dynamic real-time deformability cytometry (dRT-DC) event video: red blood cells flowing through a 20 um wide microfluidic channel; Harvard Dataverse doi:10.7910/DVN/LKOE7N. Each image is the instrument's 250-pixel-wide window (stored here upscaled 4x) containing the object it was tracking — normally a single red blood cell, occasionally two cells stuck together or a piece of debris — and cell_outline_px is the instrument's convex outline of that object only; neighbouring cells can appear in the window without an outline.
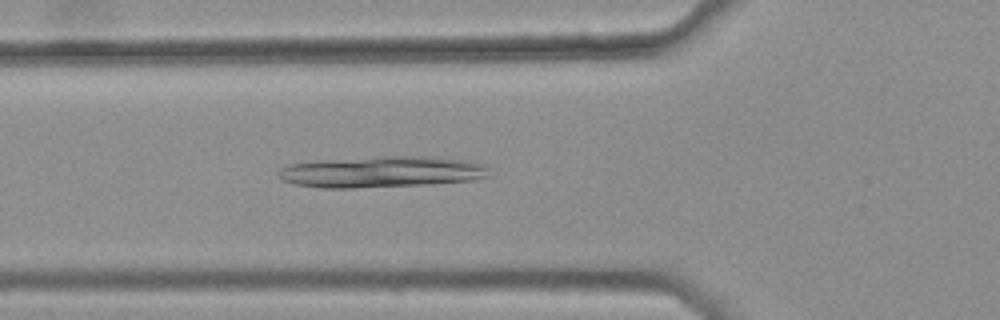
{"species": "common noctule bat (a hibernating species)", "species_latin": "Nyctalus noctula", "temperature_condition": "warm", "stored_images_in_passage": 35, "camera_frame_rate_fps": 3000, "um_per_image_px": 0.085, "animal": {"sex": "female", "body_mass_g": 25.1}, "frame": {"image": 1, "passage_image": 12, "time_ms": 3.667, "image_size_px": [1000, 320], "cell_outline_px": [[488, 176], [476, 180], [432, 184], [352, 188], [320, 188], [296, 184], [284, 180], [276, 176], [276, 172], [280, 168], [288, 164], [320, 160], [380, 156], [424, 156], [460, 160], [476, 164], [488, 168]], "centroid_in_image_um": [32.34, 14.61], "position_along_channel_um": 93.5, "area_um2": 38.32}}
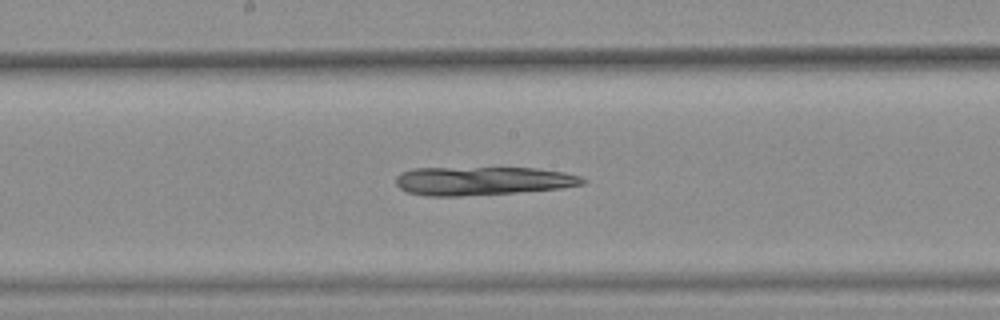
{"frame": {"image": 2, "passage_image": 21, "time_ms": 6.667, "image_size_px": [1000, 320], "cell_outline_px": [[588, 180], [584, 184], [560, 188], [516, 192], [460, 196], [428, 196], [408, 192], [400, 188], [396, 184], [396, 176], [400, 172], [412, 168], [536, 168], [564, 172], [580, 176]], "centroid_in_image_um": [41.0, 15.37], "position_along_channel_um": 207.2, "area_um2": 31.04}}
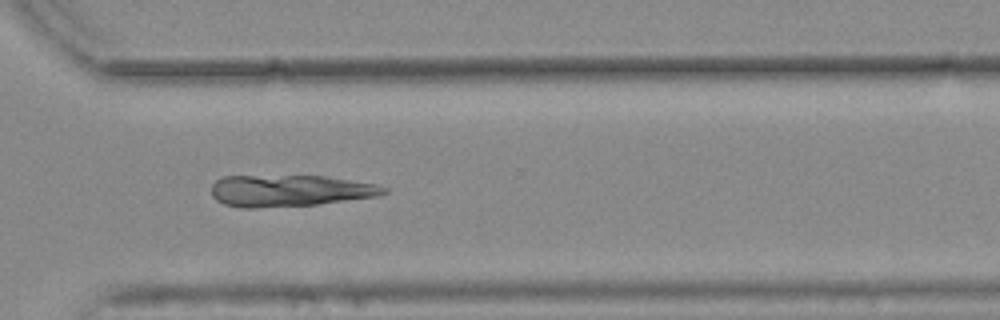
{"frame": {"image": 3, "passage_image": 32, "time_ms": 10.333, "image_size_px": [1000, 320], "cell_outline_px": [[388, 192], [376, 196], [316, 204], [256, 208], [240, 208], [224, 204], [216, 200], [212, 196], [212, 184], [216, 180], [224, 176], [324, 176], [376, 184], [388, 188]], "centroid_in_image_um": [24.59, 16.21], "position_along_channel_um": 346.0, "area_um2": 31.62}}